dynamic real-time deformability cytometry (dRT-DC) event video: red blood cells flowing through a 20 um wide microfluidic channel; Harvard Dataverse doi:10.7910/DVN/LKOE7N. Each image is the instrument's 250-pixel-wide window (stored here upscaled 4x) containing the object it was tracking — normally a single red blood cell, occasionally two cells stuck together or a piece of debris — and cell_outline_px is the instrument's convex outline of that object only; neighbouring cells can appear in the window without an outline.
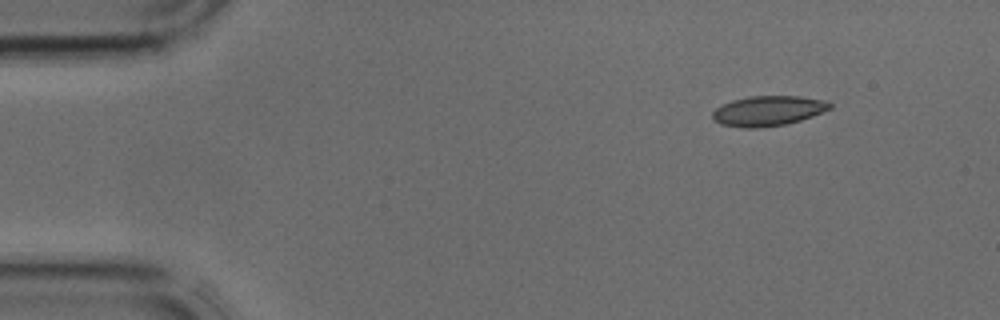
{"species": "common noctule bat (a hibernating species)", "species_latin": "Nyctalus noctula", "temperature_condition": "cold", "stored_images_in_passage": 38, "camera_frame_rate_fps": 3000, "um_per_image_px": 0.085, "animal": {"sex": "male", "body_mass_g": 17.9, "forearm_length_mm": 54.2}, "frame": {"image": 1, "passage_image": 1, "time_ms": 0.0, "image_size_px": [1000, 320], "cell_outline_px": [[832, 108], [812, 116], [800, 120], [784, 124], [756, 128], [744, 128], [720, 124], [712, 116], [712, 112], [716, 108], [732, 100], [748, 96], [800, 96], [824, 100], [832, 104]], "centroid_in_image_um": [65.29, 9.41], "position_along_channel_um": 19.7, "area_um2": 20.4}}
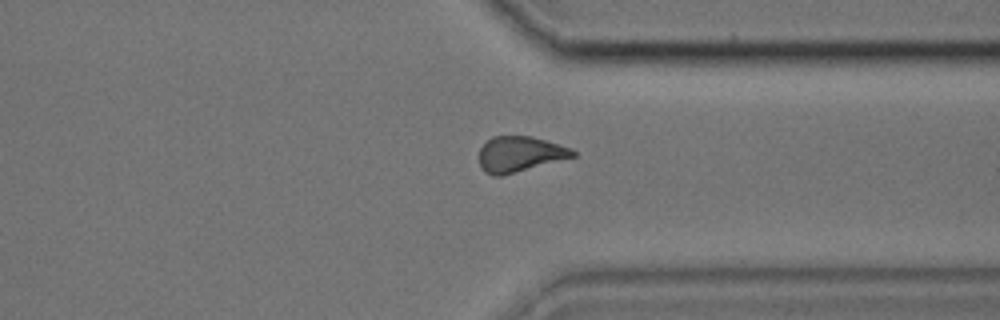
{"frame": {"image": 2, "passage_image": 28, "time_ms": 9.0, "image_size_px": [1000, 320], "cell_outline_px": [[576, 156], [500, 176], [492, 176], [484, 172], [480, 168], [480, 148], [492, 136], [532, 136], [572, 148], [576, 152]], "centroid_in_image_um": [44.17, 13.1], "position_along_channel_um": 367.2, "area_um2": 19.31}}
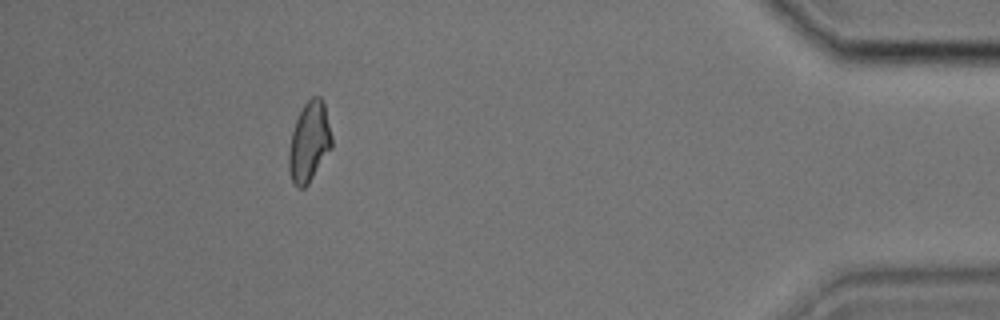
{"frame": {"image": 3, "passage_image": 34, "time_ms": 11.0, "image_size_px": [1000, 320], "cell_outline_px": [[332, 148], [308, 184], [304, 188], [296, 188], [292, 180], [288, 168], [288, 152], [292, 132], [296, 120], [304, 104], [312, 96], [320, 96], [324, 104], [332, 136]], "centroid_in_image_um": [26.28, 12.09], "position_along_channel_um": 408.9, "area_um2": 20.0}}